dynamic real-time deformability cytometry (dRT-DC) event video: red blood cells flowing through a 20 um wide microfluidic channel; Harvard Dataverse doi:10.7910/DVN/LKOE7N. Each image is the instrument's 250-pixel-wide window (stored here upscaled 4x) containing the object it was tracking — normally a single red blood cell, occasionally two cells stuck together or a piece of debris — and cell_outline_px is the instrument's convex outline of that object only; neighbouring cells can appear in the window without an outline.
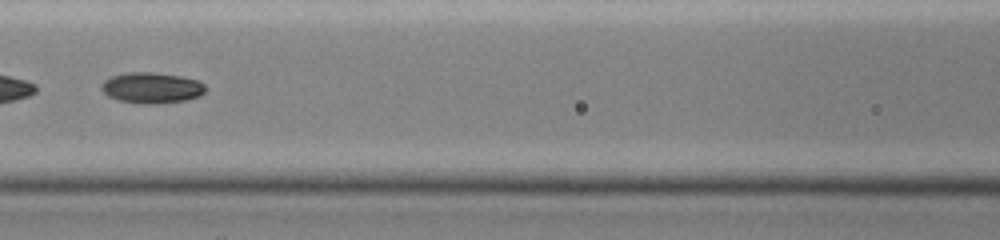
{"species": "common noctule bat (a hibernating species)", "species_latin": "Nyctalus noctula", "temperature_condition": "cold", "stored_images_in_passage": 58, "camera_frame_rate_fps": 3000, "um_per_image_px": 0.085, "animal": {"sex": "female", "body_mass_g": 19.0, "forearm_length_mm": 51.5}, "frame": {"image": 1, "passage_image": 21, "time_ms": 6.667, "image_size_px": [1000, 240], "cell_outline_px": [[208, 88], [200, 96], [188, 100], [152, 104], [140, 104], [120, 100], [108, 96], [100, 88], [100, 84], [104, 80], [112, 76], [124, 72], [152, 72], [180, 76], [200, 80]], "centroid_in_image_um": [12.91, 7.46], "position_along_channel_um": 153.7, "area_um2": 18.96}}
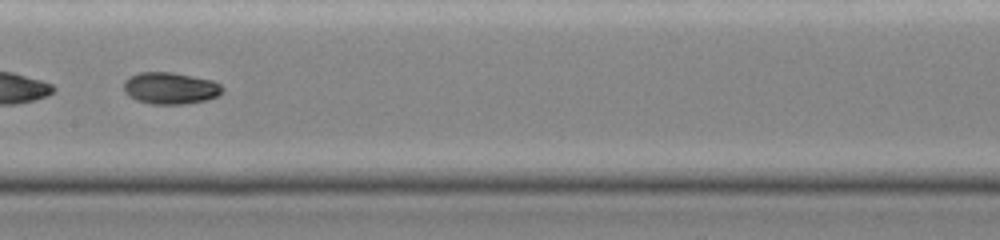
{"frame": {"image": 2, "passage_image": 26, "time_ms": 7.667, "image_size_px": [1000, 240], "cell_outline_px": [[224, 92], [216, 96], [204, 100], [184, 104], [152, 104], [136, 100], [128, 96], [124, 92], [124, 80], [128, 76], [140, 72], [172, 72], [212, 80], [220, 84], [224, 88]], "centroid_in_image_um": [14.45, 7.49], "position_along_channel_um": 192.9, "area_um2": 18.38}}
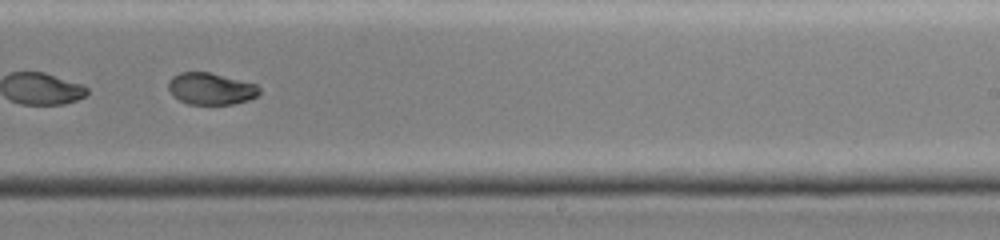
{"frame": {"image": 3, "passage_image": 36, "time_ms": 9.667, "image_size_px": [1000, 240], "cell_outline_px": [[260, 92], [256, 96], [248, 100], [232, 104], [188, 104], [172, 96], [168, 88], [168, 80], [172, 76], [180, 72], [208, 72], [256, 84], [260, 88]], "centroid_in_image_um": [17.89, 7.54], "position_along_channel_um": 271.1, "area_um2": 16.82}, "authors_computed_cell_mechanics": {"area_um2": 18.9295, "velocity_mm_per_s": 3.9268, "shape_relaxation_time_tau1_ms": null, "shape_relaxation_time_tau2_ms": 1.7845, "deformation_change_tau1": null, "deformation_change_tau2": 0.0393}}